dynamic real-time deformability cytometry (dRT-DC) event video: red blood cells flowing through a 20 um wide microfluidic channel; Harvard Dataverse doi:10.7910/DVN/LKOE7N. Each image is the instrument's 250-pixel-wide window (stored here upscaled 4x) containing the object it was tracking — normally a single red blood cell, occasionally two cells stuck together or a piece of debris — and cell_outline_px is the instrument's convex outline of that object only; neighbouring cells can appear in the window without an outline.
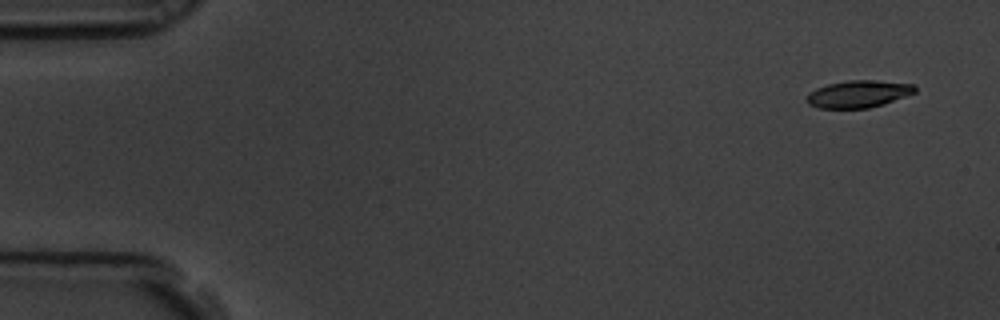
{"species": "common noctule bat (a hibernating species)", "species_latin": "Nyctalus noctula", "temperature_condition": "room temperature", "stored_images_in_passage": 6, "segment_of_instrument_passage": [1, 2], "camera_frame_rate_fps": 3000, "um_per_image_px": 0.085, "animal": {"sex": "male", "body_mass_g": 19.5, "forearm_length_mm": 54.6}, "frame": {"image": 1, "passage_image": 1, "time_ms": 0.0, "image_size_px": [1000, 320], "cell_outline_px": [[916, 92], [884, 104], [868, 108], [820, 108], [808, 104], [804, 100], [808, 92], [816, 88], [828, 84], [848, 80], [872, 80], [916, 84]], "centroid_in_image_um": [72.94, 7.98], "position_along_channel_um": 12.1, "area_um2": 17.28}}